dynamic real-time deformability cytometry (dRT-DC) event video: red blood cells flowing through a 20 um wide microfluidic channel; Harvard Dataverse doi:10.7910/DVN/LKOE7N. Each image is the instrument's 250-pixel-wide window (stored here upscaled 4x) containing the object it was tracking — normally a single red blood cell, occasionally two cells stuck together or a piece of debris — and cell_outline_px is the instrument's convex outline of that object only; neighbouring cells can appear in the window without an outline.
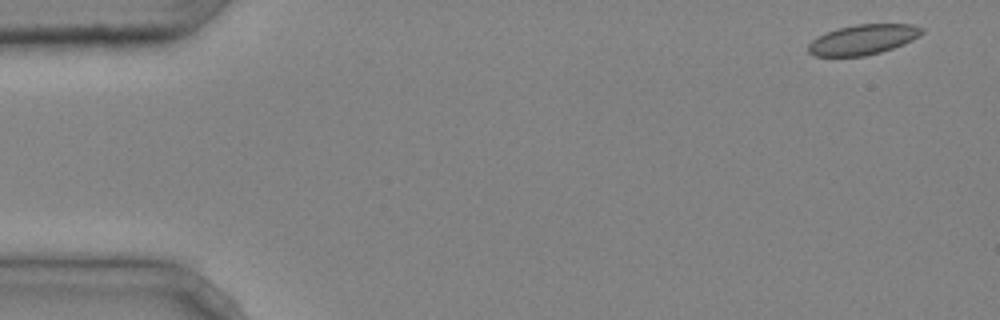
{"species": "common noctule bat (a hibernating species)", "species_latin": "Nyctalus noctula", "temperature_condition": "cold", "stored_images_in_passage": 5, "segment_of_instrument_passage": [1, 2], "camera_frame_rate_fps": 3000, "um_per_image_px": 0.085, "animal": {"sex": "male", "body_mass_g": 20.4}, "frame": {"image": 1, "passage_image": 1, "time_ms": 0.0, "image_size_px": [1000, 320], "cell_outline_px": [[924, 32], [920, 36], [912, 40], [892, 48], [880, 52], [864, 56], [816, 56], [808, 52], [808, 44], [812, 40], [828, 32], [840, 28], [856, 24], [912, 24], [924, 28]], "centroid_in_image_um": [73.39, 3.36], "position_along_channel_um": 11.6, "area_um2": 19.71}}
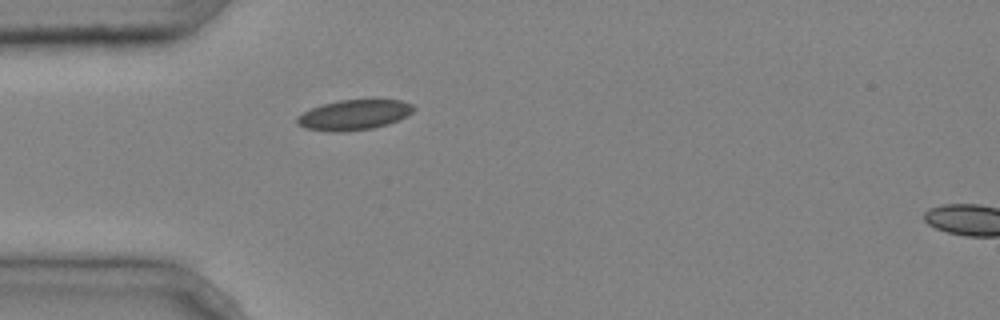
{"frame": {"image": 2, "passage_image": 4, "time_ms": 1.0, "image_size_px": [1000, 320], "cell_outline_px": [[416, 108], [412, 112], [388, 124], [372, 128], [340, 132], [328, 132], [304, 128], [296, 124], [296, 116], [312, 108], [324, 104], [340, 100], [400, 100], [412, 104]], "centroid_in_image_um": [30.04, 9.77], "position_along_channel_um": 55.0, "area_um2": 20.35}}